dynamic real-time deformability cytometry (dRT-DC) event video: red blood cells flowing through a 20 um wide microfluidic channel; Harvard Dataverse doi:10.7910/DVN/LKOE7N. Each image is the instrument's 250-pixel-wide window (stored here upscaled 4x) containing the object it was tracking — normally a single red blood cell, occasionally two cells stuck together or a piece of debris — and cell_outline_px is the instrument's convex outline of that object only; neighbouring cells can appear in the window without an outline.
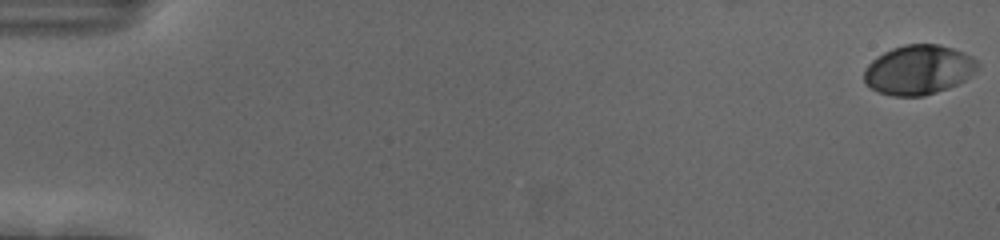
{"species": "human", "species_latin": "Homo sapiens", "temperature_condition": "cold", "stored_images_in_passage": 57, "camera_frame_rate_fps": 3000, "um_per_image_px": 0.085, "donor": {"sex": "female"}, "frame": {"image": 1, "passage_image": 1, "time_ms": 0.0, "image_size_px": [1000, 240], "cell_outline_px": [[980, 64], [972, 76], [948, 88], [924, 96], [892, 96], [880, 92], [864, 84], [864, 68], [876, 56], [892, 48], [904, 44], [940, 44], [964, 52], [972, 56]], "centroid_in_image_um": [78.08, 5.93], "position_along_channel_um": 6.9, "area_um2": 33.0}}
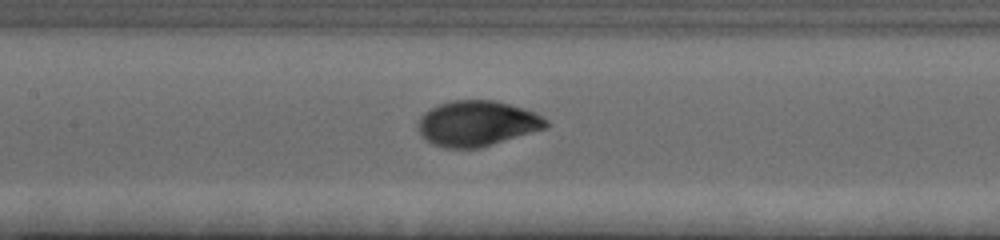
{"frame": {"image": 2, "passage_image": 28, "time_ms": 9.0, "image_size_px": [1000, 240], "cell_outline_px": [[548, 128], [480, 148], [444, 148], [432, 144], [420, 136], [416, 128], [420, 116], [424, 112], [436, 104], [452, 100], [496, 100], [524, 108], [536, 112], [548, 120]], "centroid_in_image_um": [40.53, 10.49], "position_along_channel_um": 166.9, "area_um2": 34.51}}
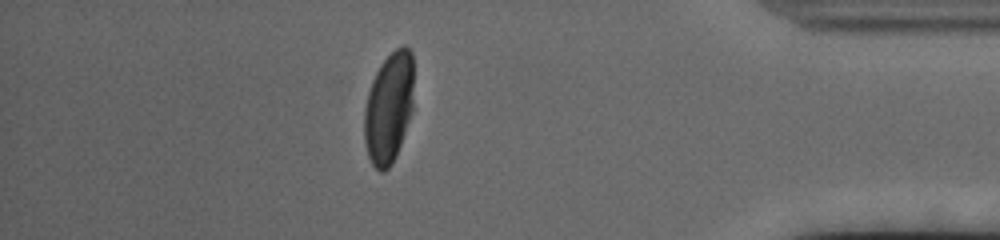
{"frame": {"image": 3, "passage_image": 50, "time_ms": 16.333, "image_size_px": [1000, 240], "cell_outline_px": [[412, 112], [396, 156], [392, 164], [384, 172], [380, 172], [372, 164], [368, 156], [364, 140], [364, 108], [368, 92], [372, 80], [380, 64], [396, 48], [404, 44], [412, 52]], "centroid_in_image_um": [33.03, 9.18], "position_along_channel_um": 402.2, "area_um2": 31.96}, "authors_computed_cell_mechanics": {"area_um2": 33.0038, "velocity_mm_per_s": 3.6859, "shape_relaxation_time_tau1_ms": 2.8523, "shape_relaxation_time_tau2_ms": null, "deformation_change_tau1": 0.1588, "deformation_change_tau2": null}}